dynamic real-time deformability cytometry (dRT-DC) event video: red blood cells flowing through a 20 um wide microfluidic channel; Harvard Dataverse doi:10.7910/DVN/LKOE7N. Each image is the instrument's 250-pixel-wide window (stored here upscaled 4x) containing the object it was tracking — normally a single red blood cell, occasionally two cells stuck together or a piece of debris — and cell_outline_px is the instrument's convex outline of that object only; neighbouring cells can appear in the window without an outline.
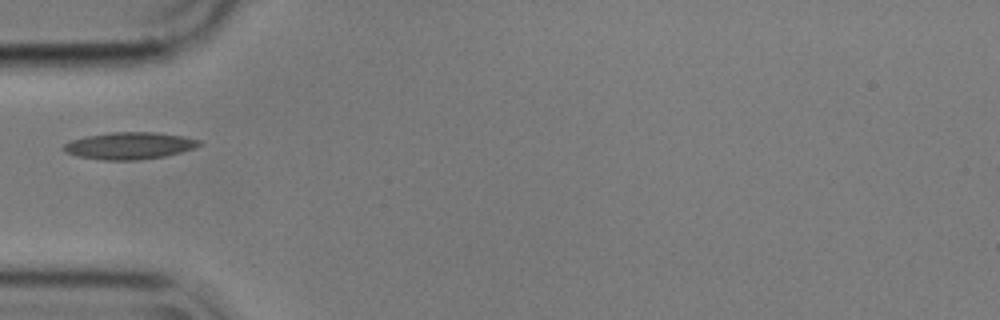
{"species": "common noctule bat (a hibernating species)", "species_latin": "Nyctalus noctula", "temperature_condition": "cold", "stored_images_in_passage": 11, "camera_frame_rate_fps": 3000, "um_per_image_px": 0.085, "animal": {"sex": "male", "body_mass_g": 17.9}, "frame": {"image": 1, "passage_image": 1, "time_ms": 0.0, "image_size_px": [1000, 320], "cell_outline_px": [[200, 144], [196, 148], [164, 156], [136, 160], [100, 160], [76, 156], [64, 152], [60, 148], [64, 144], [72, 140], [88, 136], [112, 132], [156, 132], [184, 136], [200, 140]], "centroid_in_image_um": [10.98, 12.39], "position_along_channel_um": 74.0, "area_um2": 21.39}}
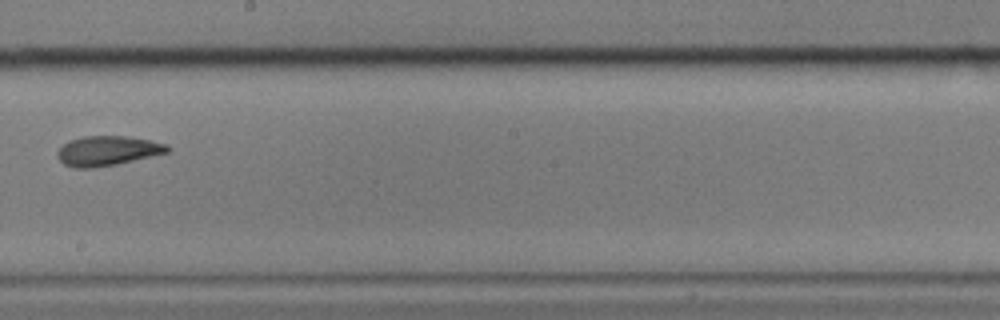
{"frame": {"image": 2, "passage_image": 5, "time_ms": 1.333, "image_size_px": [1000, 320], "cell_outline_px": [[172, 148], [168, 152], [116, 164], [92, 168], [72, 168], [64, 164], [56, 156], [56, 152], [68, 140], [84, 136], [128, 136], [168, 144]], "centroid_in_image_um": [9.12, 12.81], "position_along_channel_um": 239.1, "area_um2": 19.07}}
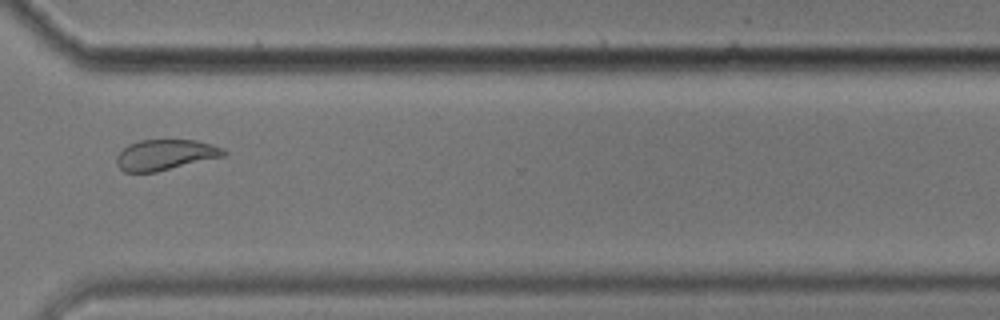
{"frame": {"image": 3, "passage_image": 8, "time_ms": 2.333, "image_size_px": [1000, 320], "cell_outline_px": [[228, 152], [224, 156], [156, 172], [124, 172], [116, 164], [116, 156], [128, 144], [140, 140], [196, 140], [212, 144], [224, 148]], "centroid_in_image_um": [14.05, 13.15], "position_along_channel_um": 356.5, "area_um2": 19.13}}